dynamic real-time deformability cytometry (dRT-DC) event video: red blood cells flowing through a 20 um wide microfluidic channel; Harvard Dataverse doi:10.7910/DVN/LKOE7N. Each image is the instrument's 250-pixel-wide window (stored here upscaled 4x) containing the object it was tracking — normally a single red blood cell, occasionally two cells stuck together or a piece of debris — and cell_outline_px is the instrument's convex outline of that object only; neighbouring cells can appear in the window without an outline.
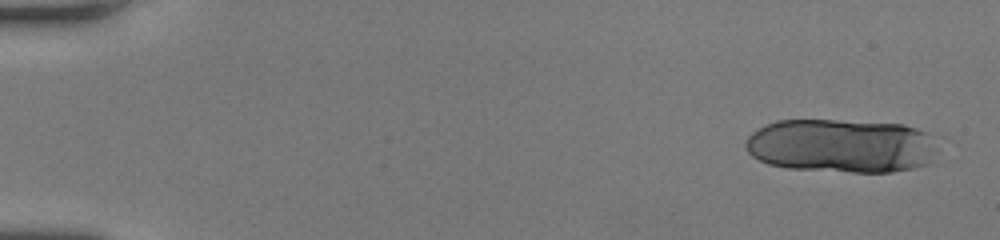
{"species": "human", "species_latin": "Homo sapiens", "temperature_condition": "room temperature", "stored_images_in_passage": 18, "camera_frame_rate_fps": 3000, "um_per_image_px": 0.085, "donor": {"sex": "female"}, "frame": {"image": 1, "passage_image": 3, "time_ms": 0.667, "image_size_px": [1000, 240], "cell_outline_px": [[928, 164], [912, 168], [892, 172], [852, 172], [788, 168], [768, 164], [752, 156], [744, 148], [744, 144], [748, 136], [752, 132], [776, 120], [832, 120], [904, 124], [916, 128], [924, 132]], "centroid_in_image_um": [71.3, 12.39], "position_along_channel_um": 13.7, "area_um2": 58.84}}